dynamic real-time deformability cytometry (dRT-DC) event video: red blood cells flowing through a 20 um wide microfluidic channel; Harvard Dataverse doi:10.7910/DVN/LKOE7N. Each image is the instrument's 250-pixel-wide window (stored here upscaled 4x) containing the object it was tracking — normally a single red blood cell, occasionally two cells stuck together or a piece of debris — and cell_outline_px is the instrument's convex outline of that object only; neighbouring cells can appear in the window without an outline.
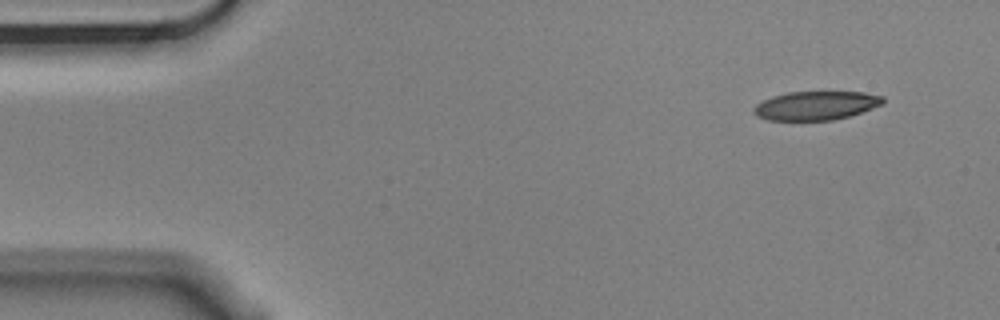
{"species": "Egyptian fruit bat (a non-hibernating species)", "species_latin": "Rousettus aegyptiacus", "temperature_condition": "cold", "stored_images_in_passage": 4, "camera_frame_rate_fps": 3000, "um_per_image_px": 0.085, "animal": {"sex": "male"}, "frame": {"image": 1, "passage_image": 1, "time_ms": 0.0, "image_size_px": [1000, 320], "cell_outline_px": [[884, 104], [848, 116], [832, 120], [768, 120], [756, 116], [752, 112], [752, 108], [756, 104], [772, 96], [788, 92], [864, 92], [884, 96]], "centroid_in_image_um": [69.34, 8.97], "position_along_channel_um": 15.7, "area_um2": 21.68}}
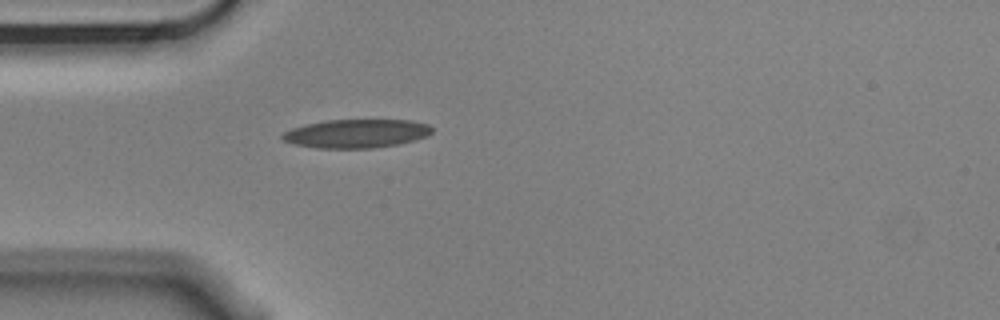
{"frame": {"image": 2, "passage_image": 4, "time_ms": 1.0, "image_size_px": [1000, 320], "cell_outline_px": [[432, 132], [428, 136], [416, 140], [400, 144], [372, 148], [316, 148], [296, 144], [284, 140], [280, 136], [284, 132], [292, 128], [324, 120], [408, 120], [428, 124], [432, 128]], "centroid_in_image_um": [30.33, 11.35], "position_along_channel_um": 54.7, "area_um2": 24.91}}